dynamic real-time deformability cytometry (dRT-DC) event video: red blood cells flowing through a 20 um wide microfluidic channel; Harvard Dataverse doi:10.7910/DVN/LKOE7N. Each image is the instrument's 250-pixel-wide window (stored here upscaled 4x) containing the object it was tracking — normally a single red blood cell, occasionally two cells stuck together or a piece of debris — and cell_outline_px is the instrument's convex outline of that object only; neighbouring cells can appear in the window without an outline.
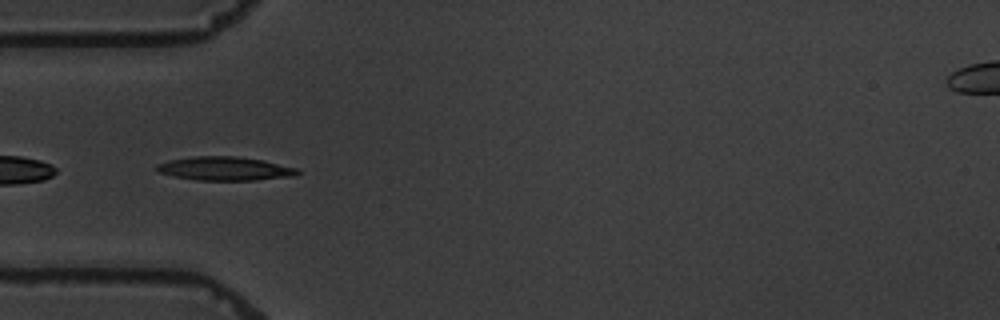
{"species": "common noctule bat (a hibernating species)", "species_latin": "Nyctalus noctula", "temperature_condition": "warm", "stored_images_in_passage": 6, "camera_frame_rate_fps": 3000, "um_per_image_px": 0.085, "animal": {"sex": "male", "body_mass_g": 19.5, "forearm_length_mm": 54.6}, "frame": {"image": 1, "passage_image": 5, "time_ms": 4.667, "image_size_px": [1000, 320], "cell_outline_px": [[300, 172], [296, 176], [256, 180], [196, 180], [172, 176], [160, 172], [156, 168], [156, 164], [168, 160], [192, 156], [236, 156], [264, 160], [296, 168]], "centroid_in_image_um": [19.11, 14.33], "position_along_channel_um": 65.9, "area_um2": 19.54}}